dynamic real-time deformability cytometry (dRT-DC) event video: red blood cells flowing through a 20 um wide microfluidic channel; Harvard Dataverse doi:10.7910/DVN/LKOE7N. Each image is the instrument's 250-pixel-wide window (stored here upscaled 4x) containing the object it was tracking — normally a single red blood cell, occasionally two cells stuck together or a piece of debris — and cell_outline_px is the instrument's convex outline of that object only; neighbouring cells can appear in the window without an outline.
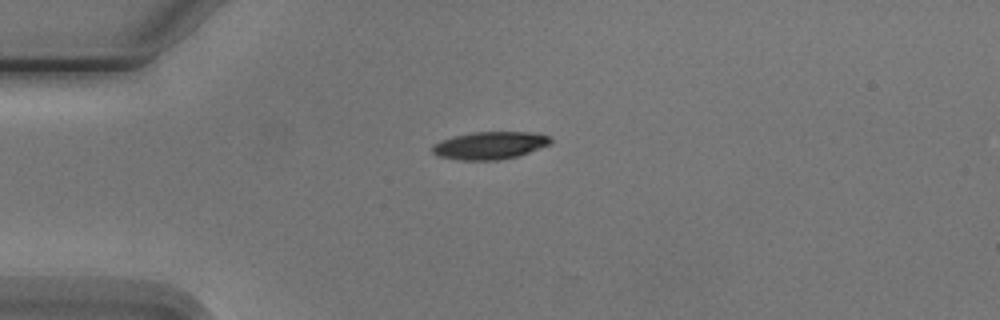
{"species": "Egyptian fruit bat (a non-hibernating species)", "species_latin": "Rousettus aegyptiacus", "temperature_condition": "cold", "stored_images_in_passage": 4, "camera_frame_rate_fps": 3000, "um_per_image_px": 0.085, "animal": {"sex": "male"}, "frame": {"image": 1, "passage_image": 1, "time_ms": 0.0, "image_size_px": [1000, 320], "cell_outline_px": [[552, 144], [520, 156], [500, 160], [456, 160], [440, 156], [432, 152], [432, 144], [456, 136], [472, 132], [532, 132], [548, 136], [552, 140]], "centroid_in_image_um": [41.69, 12.37], "position_along_channel_um": 43.3, "area_um2": 19.07}}
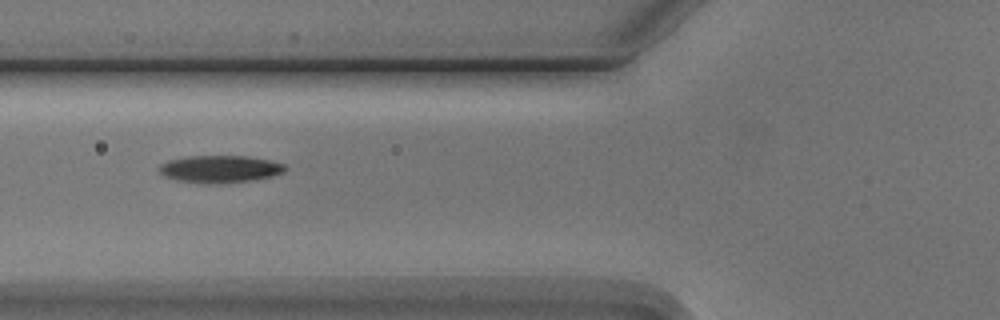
{"frame": {"image": 2, "passage_image": 3, "time_ms": 2.333, "image_size_px": [1000, 320], "cell_outline_px": [[288, 168], [284, 172], [272, 176], [252, 180], [216, 184], [200, 184], [176, 180], [164, 176], [160, 172], [160, 164], [168, 160], [188, 156], [248, 156], [268, 160], [284, 164]], "centroid_in_image_um": [18.68, 14.37], "position_along_channel_um": 107.1, "area_um2": 20.17}}
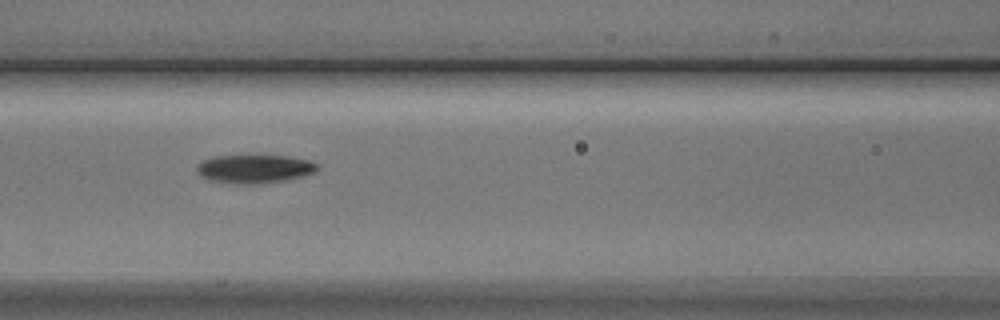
{"frame": {"image": 3, "passage_image": 4, "time_ms": 3.333, "image_size_px": [1000, 320], "cell_outline_px": [[316, 172], [304, 176], [284, 180], [248, 184], [212, 180], [200, 176], [196, 172], [196, 164], [212, 156], [248, 152], [288, 156], [308, 160], [316, 164]], "centroid_in_image_um": [21.58, 14.27], "position_along_channel_um": 145.0, "area_um2": 20.69}}